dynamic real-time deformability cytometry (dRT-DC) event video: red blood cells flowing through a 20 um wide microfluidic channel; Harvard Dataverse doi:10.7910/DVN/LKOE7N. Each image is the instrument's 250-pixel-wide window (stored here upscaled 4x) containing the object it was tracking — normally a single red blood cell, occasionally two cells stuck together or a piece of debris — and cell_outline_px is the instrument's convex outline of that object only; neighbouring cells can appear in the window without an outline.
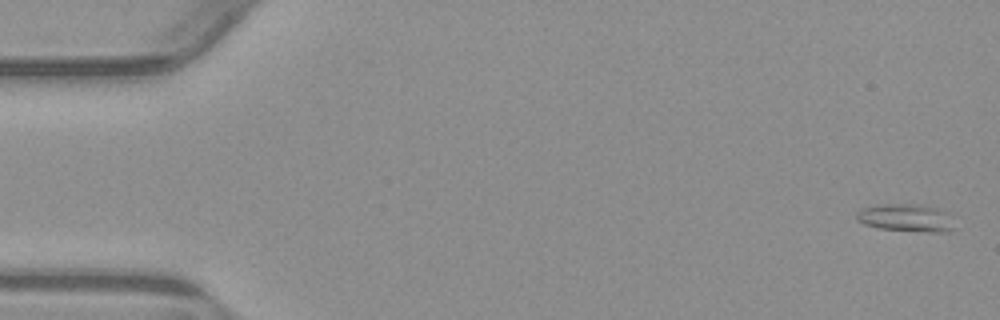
{"species": "common noctule bat (a hibernating species)", "species_latin": "Nyctalus noctula", "temperature_condition": "warm", "stored_images_in_passage": 55, "camera_frame_rate_fps": 3000, "um_per_image_px": 0.085, "animal": {"sex": "male", "body_mass_g": 23.1, "forearm_length_mm": 52.7}, "frame": {"image": 1, "passage_image": 2, "time_ms": 0.333, "image_size_px": [1000, 320], "cell_outline_px": [[952, 228], [948, 232], [928, 232], [880, 228], [864, 224], [856, 220], [856, 212], [864, 208], [880, 204], [920, 204], [936, 208], [948, 212]], "centroid_in_image_um": [76.99, 18.51], "position_along_channel_um": 8.0, "area_um2": 15.61}}
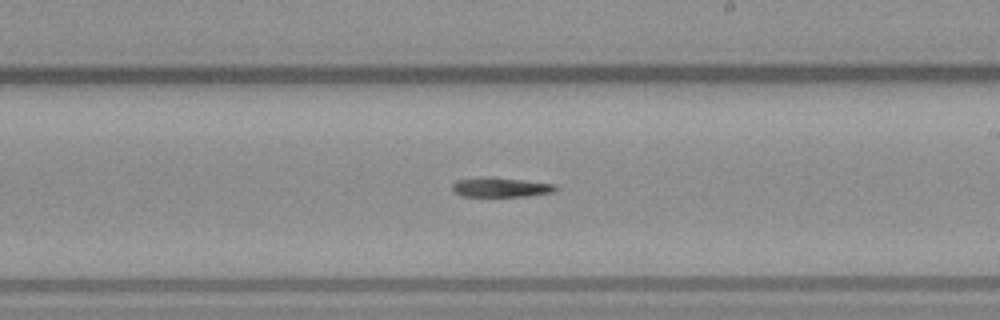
{"frame": {"image": 2, "passage_image": 32, "time_ms": 10.333, "image_size_px": [1000, 320], "cell_outline_px": [[560, 188], [552, 192], [528, 196], [460, 196], [452, 188], [452, 184], [456, 180], [480, 176], [492, 176], [556, 184]], "centroid_in_image_um": [42.56, 15.9], "position_along_channel_um": 246.4, "area_um2": 12.02}}
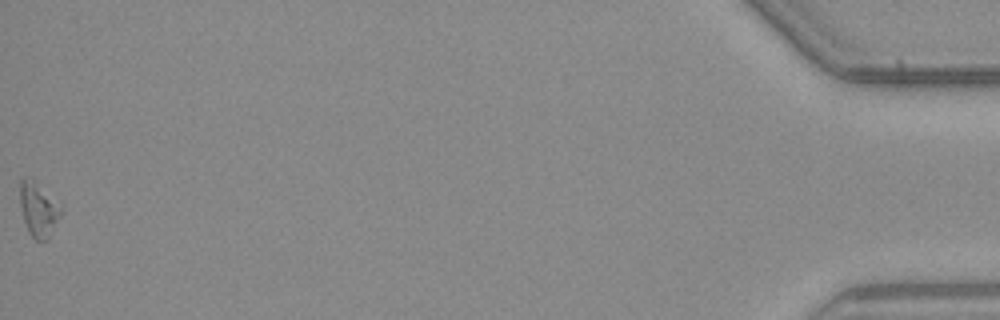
{"frame": {"image": 3, "passage_image": 55, "time_ms": 18.0, "image_size_px": [1000, 320], "cell_outline_px": [[60, 216], [48, 236], [44, 240], [36, 240], [28, 232], [24, 220], [20, 204], [20, 180], [24, 176], [32, 176], [36, 180], [60, 208]], "centroid_in_image_um": [3.2, 17.73], "position_along_channel_um": 432.0, "area_um2": 12.54}}